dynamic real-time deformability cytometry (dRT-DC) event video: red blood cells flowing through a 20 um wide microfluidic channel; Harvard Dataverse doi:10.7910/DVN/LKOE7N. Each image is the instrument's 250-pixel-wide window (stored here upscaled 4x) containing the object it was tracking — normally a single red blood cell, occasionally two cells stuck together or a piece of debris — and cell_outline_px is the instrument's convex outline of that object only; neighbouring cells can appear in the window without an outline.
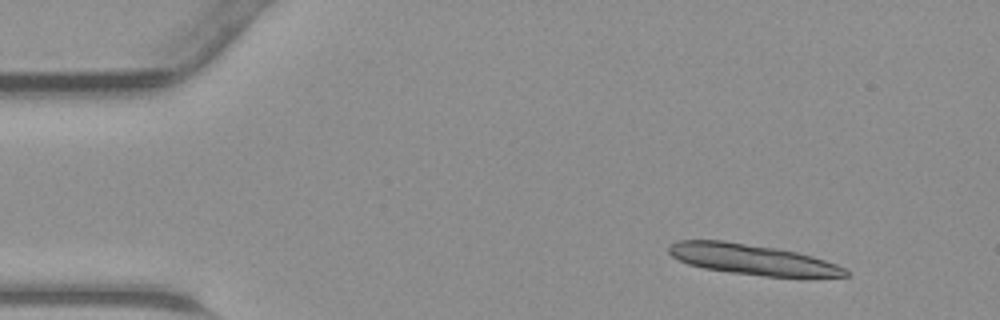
{"species": "common noctule bat (a hibernating species)", "species_latin": "Nyctalus noctula", "temperature_condition": "warm", "stored_images_in_passage": 45, "camera_frame_rate_fps": 3000, "um_per_image_px": 0.085, "animal": {"sex": "male", "body_mass_g": 23.1, "forearm_length_mm": 52.7}, "frame": {"image": 1, "passage_image": 5, "time_ms": 1.333, "image_size_px": [1000, 320], "cell_outline_px": [[848, 276], [764, 276], [732, 272], [704, 268], [688, 264], [672, 256], [668, 252], [668, 248], [672, 244], [680, 240], [724, 240], [776, 248], [796, 252], [812, 256], [836, 264], [844, 268], [848, 272]], "centroid_in_image_um": [63.9, 22.03], "position_along_channel_um": 21.1, "area_um2": 30.81}}
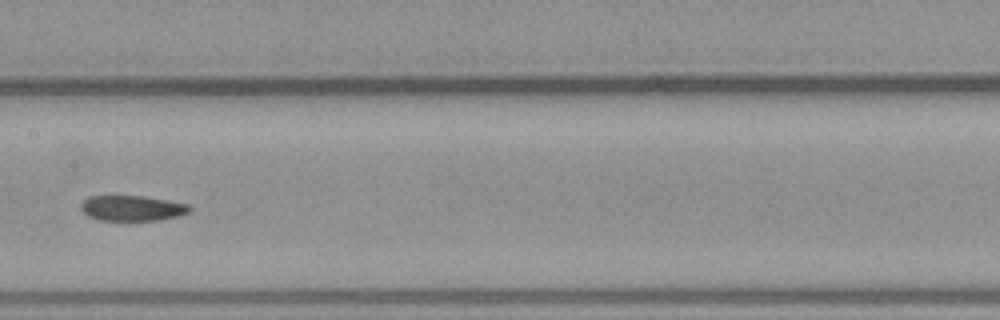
{"frame": {"image": 2, "passage_image": 23, "time_ms": 7.333, "image_size_px": [1000, 320], "cell_outline_px": [[192, 208], [188, 212], [180, 216], [156, 220], [100, 220], [88, 216], [80, 208], [80, 204], [88, 196], [144, 196], [168, 200], [188, 204]], "centroid_in_image_um": [11.23, 17.69], "position_along_channel_um": 196.2, "area_um2": 16.07}}
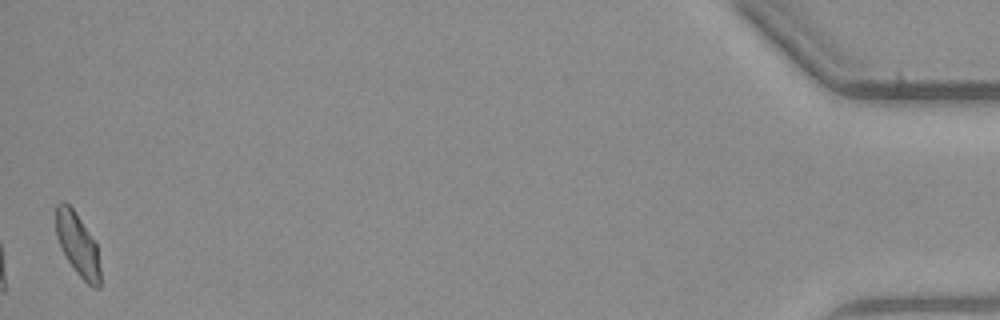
{"frame": {"image": 3, "passage_image": 45, "time_ms": 14.667, "image_size_px": [1000, 320], "cell_outline_px": [[100, 288], [92, 288], [76, 272], [68, 260], [56, 236], [56, 204], [60, 200], [64, 200], [72, 208], [96, 244], [100, 268]], "centroid_in_image_um": [6.6, 20.79], "position_along_channel_um": 428.6, "area_um2": 15.9}}